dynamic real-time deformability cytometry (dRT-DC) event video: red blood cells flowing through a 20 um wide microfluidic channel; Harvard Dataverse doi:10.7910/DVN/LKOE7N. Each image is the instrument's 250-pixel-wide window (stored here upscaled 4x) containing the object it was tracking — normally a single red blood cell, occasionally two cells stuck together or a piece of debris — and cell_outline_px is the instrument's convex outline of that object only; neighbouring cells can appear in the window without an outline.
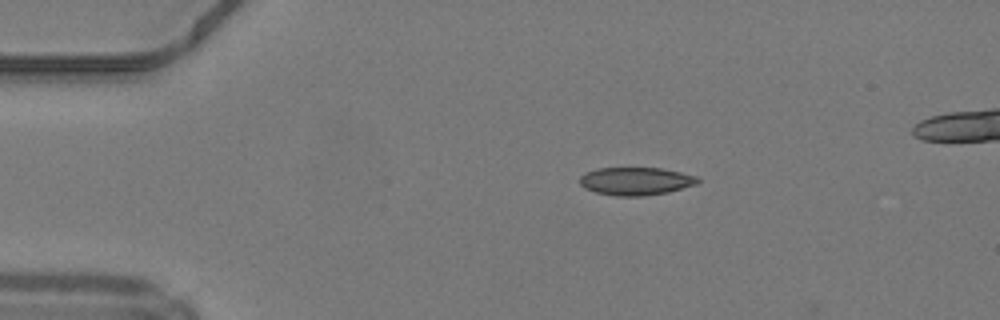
{"species": "common noctule bat (a hibernating species)", "species_latin": "Nyctalus noctula", "temperature_condition": "warm", "stored_images_in_passage": 11, "camera_frame_rate_fps": 3000, "um_per_image_px": 0.085, "animal": {"sex": "male", "body_mass_g": 19.2, "forearm_length_mm": 51.8}, "frame": {"image": 1, "passage_image": 9, "time_ms": 2.667, "image_size_px": [1000, 320], "cell_outline_px": [[700, 180], [696, 184], [668, 192], [644, 196], [616, 196], [596, 192], [584, 188], [580, 184], [580, 176], [584, 172], [596, 168], [660, 168], [680, 172], [696, 176]], "centroid_in_image_um": [54.0, 15.4], "position_along_channel_um": 31.0, "area_um2": 19.19}}